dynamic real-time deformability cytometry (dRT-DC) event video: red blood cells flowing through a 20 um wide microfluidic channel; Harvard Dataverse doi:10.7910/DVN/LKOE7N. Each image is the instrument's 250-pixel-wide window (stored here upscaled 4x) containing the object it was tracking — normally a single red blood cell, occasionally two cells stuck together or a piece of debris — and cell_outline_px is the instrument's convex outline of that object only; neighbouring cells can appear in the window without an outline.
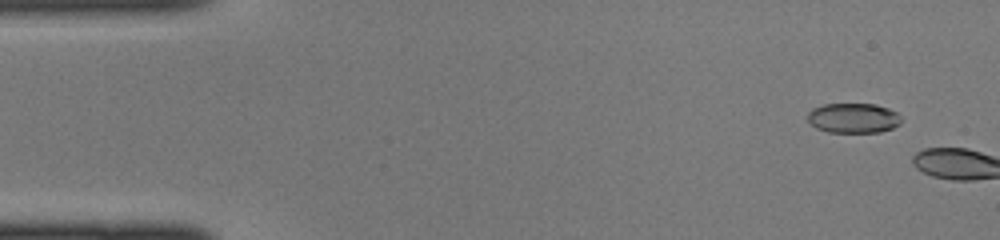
{"species": "common noctule bat (a hibernating species)", "species_latin": "Nyctalus noctula", "temperature_condition": "cold", "stored_images_in_passage": 4, "camera_frame_rate_fps": 3000, "um_per_image_px": 0.085, "animal": {"sex": "female", "body_mass_g": 22.0, "forearm_length_mm": 56.7}, "frame": {"image": 1, "passage_image": 2, "time_ms": 0.333, "image_size_px": [1000, 240], "cell_outline_px": [[900, 124], [892, 128], [880, 132], [828, 132], [816, 128], [808, 120], [808, 112], [812, 108], [824, 104], [876, 104], [888, 108], [896, 112], [900, 116]], "centroid_in_image_um": [72.53, 10.03], "position_along_channel_um": 12.5, "area_um2": 16.3}}